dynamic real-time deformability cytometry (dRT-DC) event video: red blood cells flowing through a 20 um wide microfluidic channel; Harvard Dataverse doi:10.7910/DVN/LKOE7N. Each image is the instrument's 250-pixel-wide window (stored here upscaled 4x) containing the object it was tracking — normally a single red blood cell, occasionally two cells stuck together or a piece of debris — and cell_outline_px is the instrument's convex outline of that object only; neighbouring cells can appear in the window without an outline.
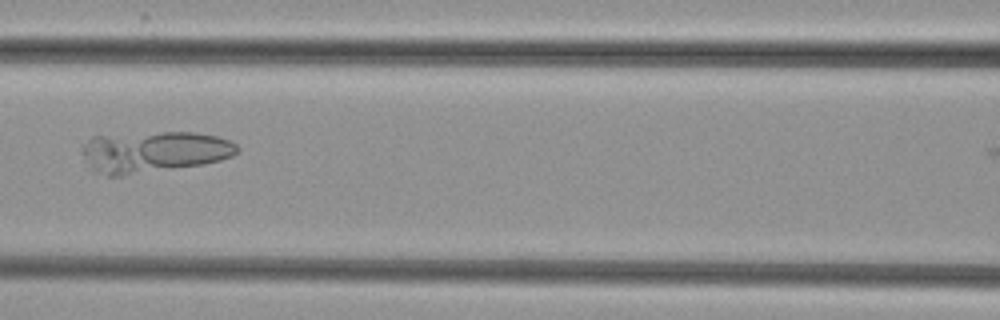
{"species": "common noctule bat (a hibernating species)", "species_latin": "Nyctalus noctula", "temperature_condition": "cold", "stored_images_in_passage": 41, "camera_frame_rate_fps": 3000, "um_per_image_px": 0.085, "animal": {"sex": "female", "body_mass_g": 29.2, "forearm_length_mm": 56.3}, "frame": {"image": 1, "passage_image": 13, "time_ms": 4.0, "image_size_px": [1000, 320], "cell_outline_px": [[240, 148], [232, 156], [220, 160], [204, 164], [124, 176], [108, 176], [92, 172], [84, 168], [80, 152], [84, 144], [92, 136], [160, 132], [196, 132], [216, 136], [232, 140]], "centroid_in_image_um": [12.99, 12.93], "position_along_channel_um": 153.6, "area_um2": 38.21}}
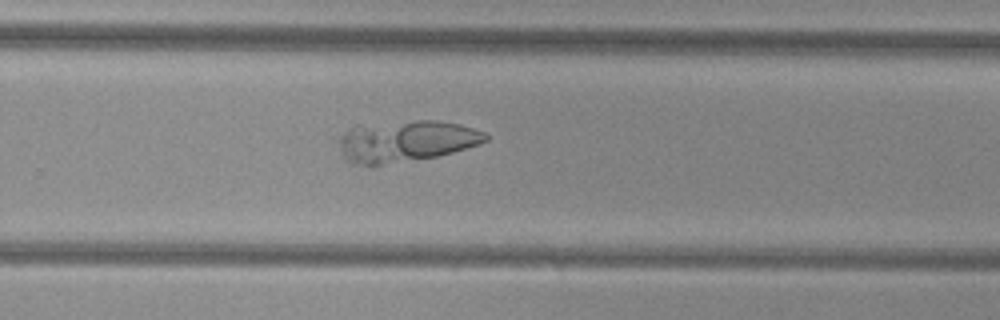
{"frame": {"image": 2, "passage_image": 24, "time_ms": 7.667, "image_size_px": [1000, 320], "cell_outline_px": [[488, 140], [480, 144], [440, 156], [368, 168], [352, 164], [344, 160], [340, 148], [340, 136], [344, 132], [356, 124], [416, 120], [436, 120], [460, 124], [484, 132], [488, 136]], "centroid_in_image_um": [34.45, 12.02], "position_along_channel_um": 295.3, "area_um2": 36.41}}
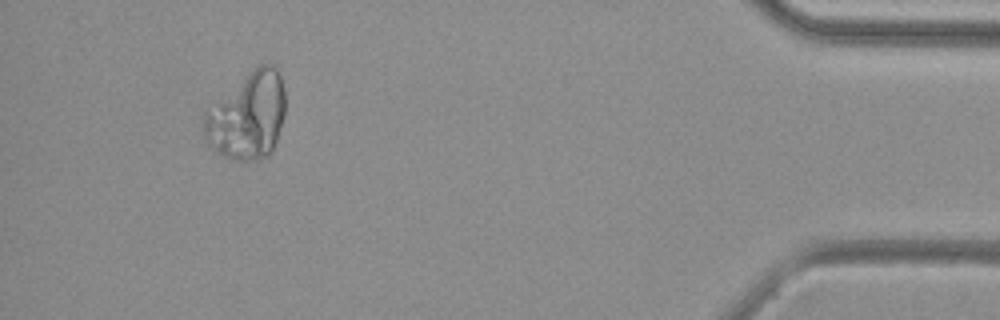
{"frame": {"image": 3, "passage_image": 38, "time_ms": 12.333, "image_size_px": [1000, 320], "cell_outline_px": [[284, 116], [276, 140], [268, 156], [260, 160], [236, 160], [212, 152], [204, 136], [204, 112], [260, 64], [272, 64], [276, 68], [280, 76], [284, 88]], "centroid_in_image_um": [21.03, 9.9], "position_along_channel_um": 414.2, "area_um2": 40.69}}